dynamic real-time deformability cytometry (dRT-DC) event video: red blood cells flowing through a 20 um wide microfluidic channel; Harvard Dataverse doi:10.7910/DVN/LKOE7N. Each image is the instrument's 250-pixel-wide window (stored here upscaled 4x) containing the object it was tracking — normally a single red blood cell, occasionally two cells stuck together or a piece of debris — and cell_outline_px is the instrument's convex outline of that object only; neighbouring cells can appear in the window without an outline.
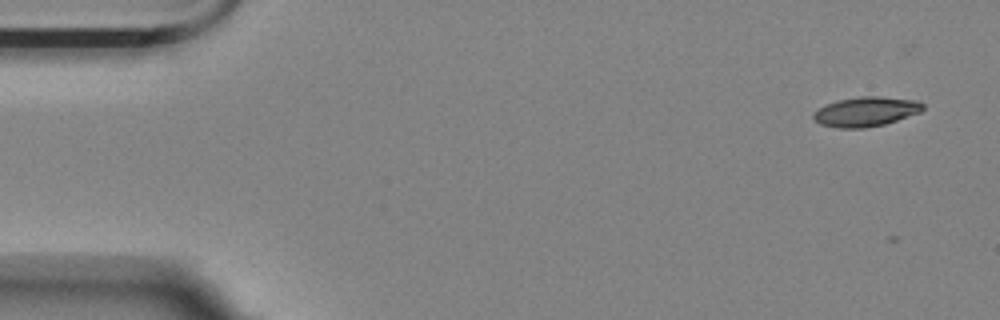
{"species": "Egyptian fruit bat (a non-hibernating species)", "species_latin": "Rousettus aegyptiacus", "temperature_condition": "room temperature", "stored_images_in_passage": 6, "camera_frame_rate_fps": 3000, "um_per_image_px": 0.085, "animal": {"sex": "female"}, "frame": {"image": 1, "passage_image": 2, "time_ms": 0.333, "image_size_px": [1000, 320], "cell_outline_px": [[924, 108], [920, 112], [884, 124], [864, 128], [836, 128], [820, 124], [812, 116], [812, 112], [828, 104], [840, 100], [860, 96], [876, 96], [916, 100], [924, 104]], "centroid_in_image_um": [73.6, 9.49], "position_along_channel_um": 11.4, "area_um2": 18.67}}
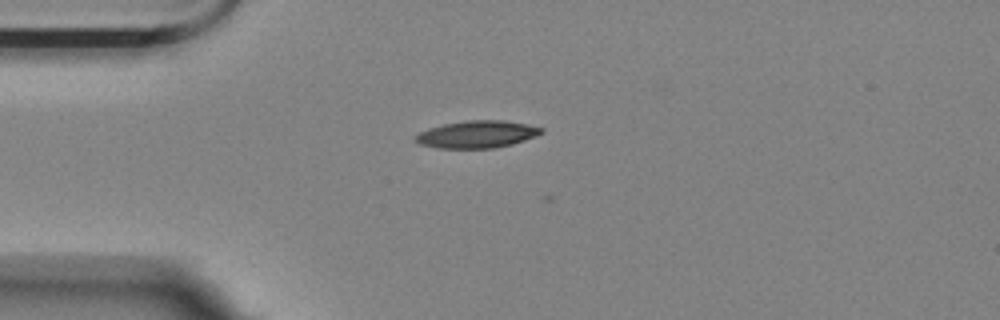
{"frame": {"image": 2, "passage_image": 5, "time_ms": 1.333, "image_size_px": [1000, 320], "cell_outline_px": [[544, 132], [536, 136], [512, 144], [496, 148], [436, 148], [420, 144], [412, 140], [420, 132], [428, 128], [444, 124], [468, 120], [504, 120], [528, 124], [544, 128]], "centroid_in_image_um": [40.56, 11.41], "position_along_channel_um": 44.4, "area_um2": 20.11}}